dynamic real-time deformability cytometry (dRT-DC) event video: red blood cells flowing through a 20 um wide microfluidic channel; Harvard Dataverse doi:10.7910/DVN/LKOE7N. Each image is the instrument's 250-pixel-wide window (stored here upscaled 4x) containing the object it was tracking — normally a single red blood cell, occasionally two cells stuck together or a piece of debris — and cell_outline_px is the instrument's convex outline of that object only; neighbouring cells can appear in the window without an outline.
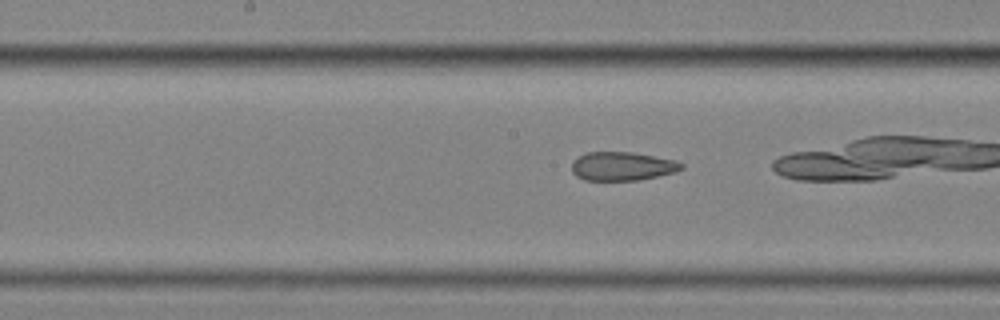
{"species": "common noctule bat (a hibernating species)", "species_latin": "Nyctalus noctula", "temperature_condition": "cold", "stored_images_in_passage": 32, "camera_frame_rate_fps": 3000, "um_per_image_px": 0.085, "animal": {"sex": "female", "body_mass_g": 25.1}, "frame": {"image": 1, "passage_image": 15, "time_ms": 4.667, "image_size_px": [1000, 320], "cell_outline_px": [[684, 168], [676, 172], [636, 180], [584, 180], [576, 176], [572, 172], [572, 160], [584, 152], [632, 152], [676, 160], [684, 164]], "centroid_in_image_um": [52.87, 14.12], "position_along_channel_um": 195.3, "area_um2": 18.44}, "authors_computed_cell_mechanics": {"area_um2": 19.1607, "velocity_mm_per_s": 3.5285, "shape_relaxation_time_tau1_ms": null, "shape_relaxation_time_tau2_ms": 2.3986, "deformation_change_tau1": null, "deformation_change_tau2": 0.0907}}